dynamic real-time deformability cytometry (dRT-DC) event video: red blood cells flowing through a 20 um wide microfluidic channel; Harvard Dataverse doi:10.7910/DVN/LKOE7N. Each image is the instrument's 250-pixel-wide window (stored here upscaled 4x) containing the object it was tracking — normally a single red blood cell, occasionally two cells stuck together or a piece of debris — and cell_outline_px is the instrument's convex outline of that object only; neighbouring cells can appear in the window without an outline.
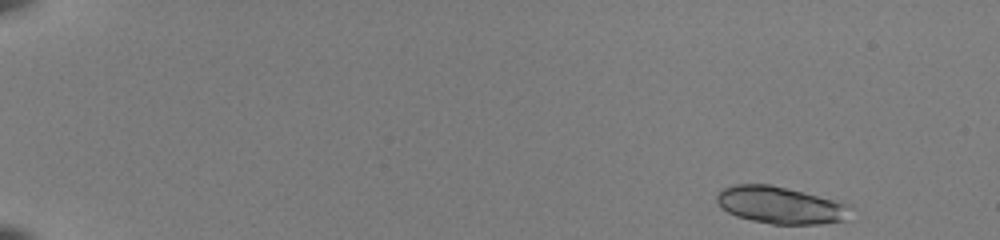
{"species": "common noctule bat (a hibernating species)", "species_latin": "Nyctalus noctula", "temperature_condition": "room temperature", "stored_images_in_passage": 49, "camera_frame_rate_fps": 3000, "um_per_image_px": 0.085, "animal": {"sex": "female", "body_mass_g": 22.0, "forearm_length_mm": 56.7}, "frame": {"image": 1, "passage_image": 1, "time_ms": 0.0, "image_size_px": [1000, 240], "cell_outline_px": [[848, 204], [844, 220], [820, 224], [772, 224], [752, 220], [736, 216], [720, 208], [716, 200], [716, 196], [724, 188], [732, 184], [772, 184]], "centroid_in_image_um": [66.22, 17.43], "position_along_channel_um": 18.8, "area_um2": 28.44}}
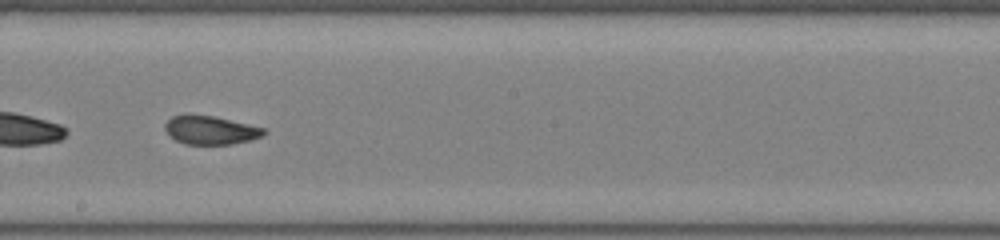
{"frame": {"image": 2, "passage_image": 29, "time_ms": 9.333, "image_size_px": [1000, 240], "cell_outline_px": [[268, 132], [260, 136], [248, 140], [232, 144], [184, 144], [168, 136], [164, 128], [164, 124], [172, 116], [184, 112], [188, 112], [216, 116], [268, 128]], "centroid_in_image_um": [17.86, 11.01], "position_along_channel_um": 230.3, "area_um2": 17.11}}
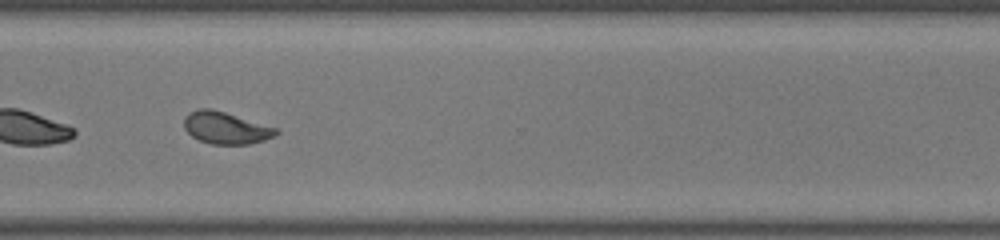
{"frame": {"image": 3, "passage_image": 38, "time_ms": 12.333, "image_size_px": [1000, 240], "cell_outline_px": [[280, 132], [276, 136], [264, 140], [248, 144], [212, 144], [200, 140], [192, 136], [184, 128], [184, 116], [188, 112], [200, 108], [212, 108], [280, 128]], "centroid_in_image_um": [19.23, 10.85], "position_along_channel_um": 351.4, "area_um2": 17.46}, "authors_computed_cell_mechanics": {"area_um2": 17.34, "velocity_mm_per_s": 4.031, "shape_relaxation_time_tau1_ms": 5.549, "shape_relaxation_time_tau2_ms": 1.179, "deformation_change_tau1": 0.1778, "deformation_change_tau2": 0.0699}}